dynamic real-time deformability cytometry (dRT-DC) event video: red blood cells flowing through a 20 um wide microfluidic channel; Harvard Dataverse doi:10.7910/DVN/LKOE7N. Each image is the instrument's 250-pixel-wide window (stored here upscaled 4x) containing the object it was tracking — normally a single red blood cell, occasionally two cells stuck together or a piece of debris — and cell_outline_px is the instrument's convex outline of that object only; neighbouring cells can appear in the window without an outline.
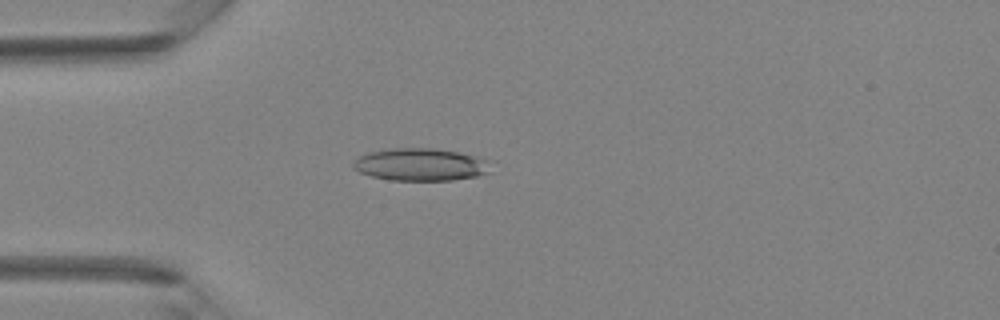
{"species": "Egyptian fruit bat (a non-hibernating species)", "species_latin": "Rousettus aegyptiacus", "temperature_condition": "room temperature", "stored_images_in_passage": 4, "camera_frame_rate_fps": 3000, "um_per_image_px": 0.085, "animal": {"sex": "female"}, "frame": {"image": 1, "passage_image": 4, "time_ms": 3.667, "image_size_px": [1000, 320], "cell_outline_px": [[496, 160], [488, 172], [476, 176], [452, 180], [388, 180], [372, 176], [360, 172], [352, 168], [352, 164], [360, 156], [368, 152], [392, 148], [436, 148]], "centroid_in_image_um": [35.81, 13.98], "position_along_channel_um": 49.2, "area_um2": 26.3}}